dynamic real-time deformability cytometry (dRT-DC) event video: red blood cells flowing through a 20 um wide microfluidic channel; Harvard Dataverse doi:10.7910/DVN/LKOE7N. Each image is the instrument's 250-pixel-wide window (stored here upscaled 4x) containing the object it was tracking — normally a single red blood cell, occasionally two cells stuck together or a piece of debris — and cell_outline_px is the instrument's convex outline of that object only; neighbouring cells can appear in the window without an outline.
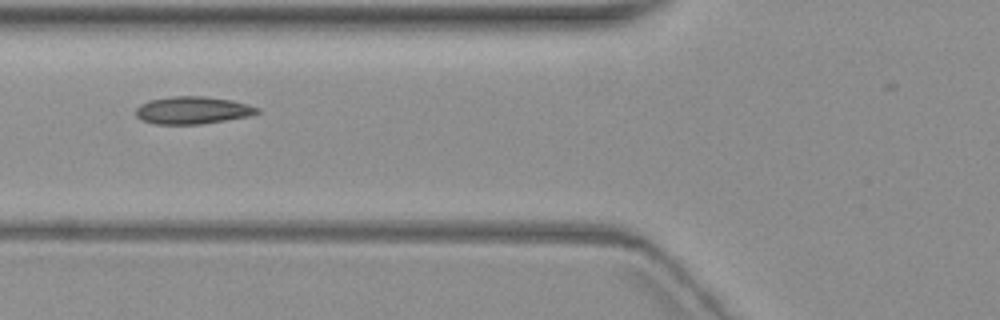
{"species": "common noctule bat (a hibernating species)", "species_latin": "Nyctalus noctula", "temperature_condition": "warm", "stored_images_in_passage": 10, "camera_frame_rate_fps": 3000, "um_per_image_px": 0.085, "animal": {"sex": "female", "body_mass_g": 19.3, "forearm_length_mm": 54.1}, "frame": {"image": 1, "passage_image": 6, "time_ms": 6.667, "image_size_px": [1000, 320], "cell_outline_px": [[260, 112], [248, 116], [200, 124], [156, 124], [144, 120], [136, 116], [136, 108], [140, 104], [148, 100], [172, 96], [204, 96], [232, 100], [248, 104], [260, 108]], "centroid_in_image_um": [16.37, 9.36], "position_along_channel_um": 109.4, "area_um2": 19.36}}
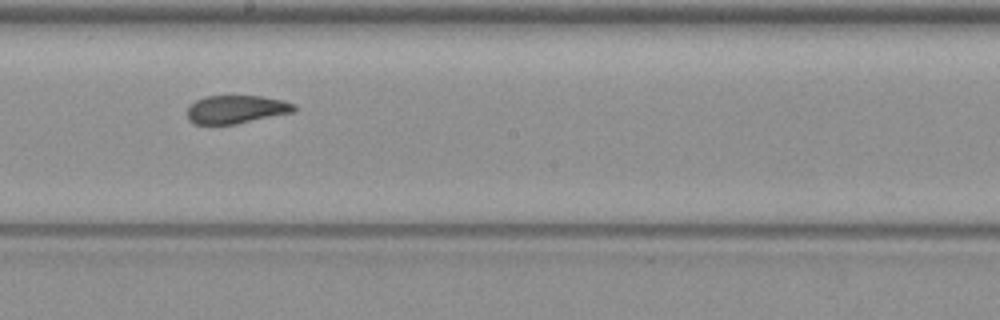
{"frame": {"image": 2, "passage_image": 9, "time_ms": 10.0, "image_size_px": [1000, 320], "cell_outline_px": [[296, 108], [292, 112], [236, 124], [196, 124], [188, 120], [188, 108], [196, 100], [204, 96], [260, 96], [284, 100], [296, 104]], "centroid_in_image_um": [20.08, 9.29], "position_along_channel_um": 228.1, "area_um2": 17.46}}
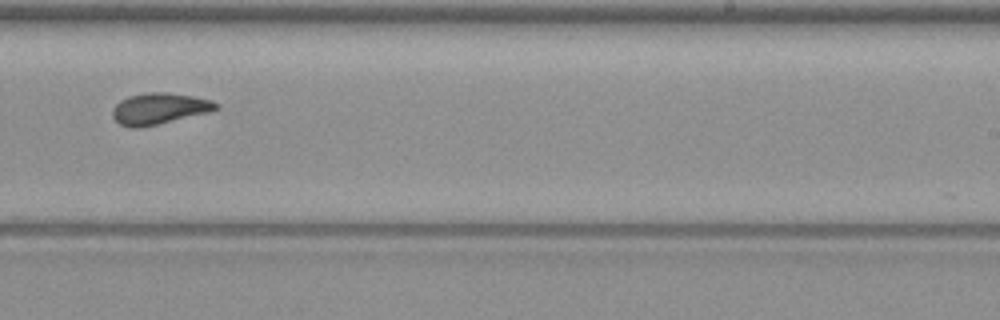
{"frame": {"image": 3, "passage_image": 10, "time_ms": 11.333, "image_size_px": [1000, 320], "cell_outline_px": [[220, 108], [212, 112], [140, 128], [132, 128], [120, 124], [112, 116], [112, 108], [120, 100], [128, 96], [148, 92], [168, 92], [192, 96], [212, 100], [220, 104]], "centroid_in_image_um": [13.57, 9.23], "position_along_channel_um": 275.4, "area_um2": 19.13}}